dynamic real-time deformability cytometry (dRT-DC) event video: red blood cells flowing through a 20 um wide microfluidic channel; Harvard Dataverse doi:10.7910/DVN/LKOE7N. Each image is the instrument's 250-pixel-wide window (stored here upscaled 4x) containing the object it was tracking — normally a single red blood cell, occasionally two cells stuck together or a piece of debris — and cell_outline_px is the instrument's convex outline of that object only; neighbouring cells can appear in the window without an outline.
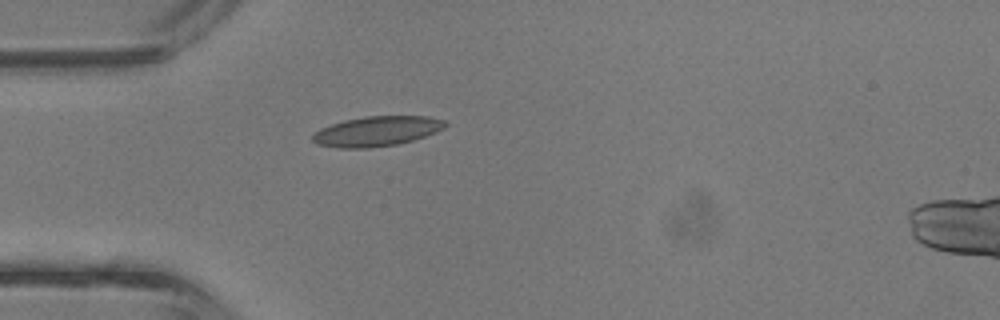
{"species": "common noctule bat (a hibernating species)", "species_latin": "Nyctalus noctula", "temperature_condition": "room temperature", "stored_images_in_passage": 5, "camera_frame_rate_fps": 3000, "um_per_image_px": 0.085, "animal": {"sex": "male", "body_mass_g": 13.3}, "frame": {"image": 1, "passage_image": 5, "time_ms": 1.333, "image_size_px": [1000, 320], "cell_outline_px": [[448, 124], [444, 128], [436, 132], [412, 140], [396, 144], [368, 148], [336, 148], [316, 144], [312, 140], [312, 136], [320, 128], [344, 120], [364, 116], [428, 116], [444, 120]], "centroid_in_image_um": [32.01, 11.15], "position_along_channel_um": 53.0, "area_um2": 23.12}}